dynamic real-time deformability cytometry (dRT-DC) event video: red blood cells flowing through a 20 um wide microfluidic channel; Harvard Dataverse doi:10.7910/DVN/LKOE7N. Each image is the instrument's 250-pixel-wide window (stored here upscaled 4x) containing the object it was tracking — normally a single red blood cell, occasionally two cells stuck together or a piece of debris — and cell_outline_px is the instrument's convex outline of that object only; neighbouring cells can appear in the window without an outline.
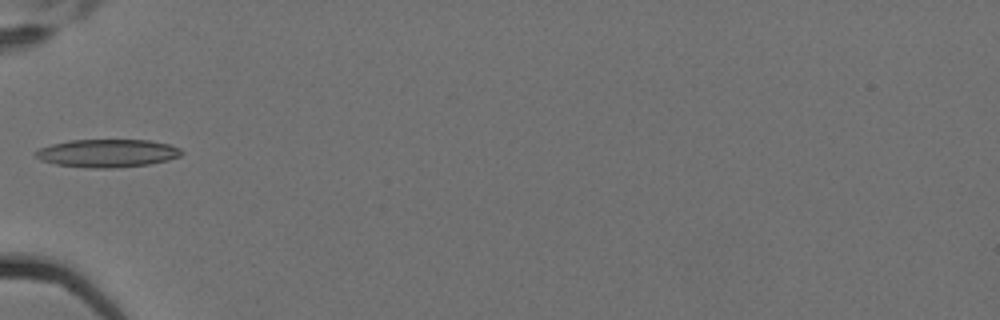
{"species": "Egyptian fruit bat (a non-hibernating species)", "species_latin": "Rousettus aegyptiacus", "temperature_condition": "cold", "stored_images_in_passage": 4, "camera_frame_rate_fps": 3000, "um_per_image_px": 0.085, "animal": {"sex": "female"}, "frame": {"image": 1, "passage_image": 3, "time_ms": 0.667, "image_size_px": [1000, 320], "cell_outline_px": [[184, 152], [180, 156], [168, 160], [148, 164], [112, 168], [88, 168], [56, 164], [40, 160], [32, 152], [40, 148], [52, 144], [72, 140], [148, 140], [168, 144], [180, 148]], "centroid_in_image_um": [9.12, 13.02], "position_along_channel_um": 75.9, "area_um2": 23.76}}